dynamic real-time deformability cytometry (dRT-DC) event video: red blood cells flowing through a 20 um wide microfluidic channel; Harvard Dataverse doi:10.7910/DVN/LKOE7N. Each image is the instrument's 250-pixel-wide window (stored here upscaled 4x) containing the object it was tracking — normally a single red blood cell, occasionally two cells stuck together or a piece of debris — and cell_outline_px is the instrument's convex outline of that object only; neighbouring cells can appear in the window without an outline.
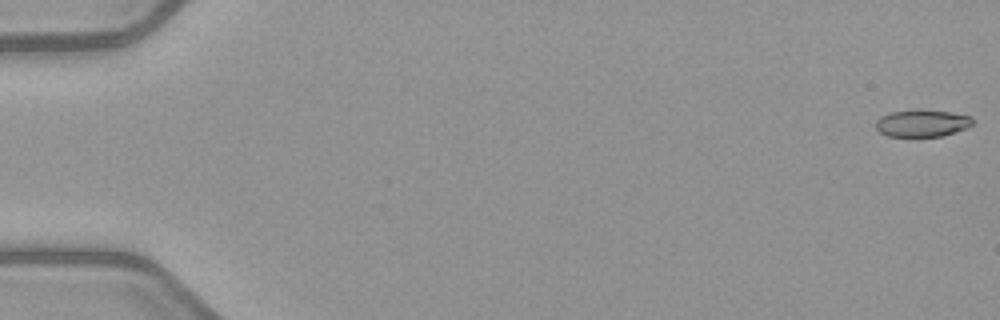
{"species": "common noctule bat (a hibernating species)", "species_latin": "Nyctalus noctula", "temperature_condition": "warm", "stored_images_in_passage": 3, "camera_frame_rate_fps": 3000, "um_per_image_px": 0.085, "animal": {"sex": "female", "body_mass_g": 21.9}, "frame": {"image": 1, "passage_image": 1, "time_ms": 0.0, "image_size_px": [1000, 320], "cell_outline_px": [[972, 124], [968, 128], [944, 136], [916, 140], [888, 136], [880, 132], [876, 128], [876, 120], [880, 116], [888, 112], [912, 108], [920, 108], [952, 112], [972, 116]], "centroid_in_image_um": [78.35, 10.5], "position_along_channel_um": 6.6, "area_um2": 16.65}}